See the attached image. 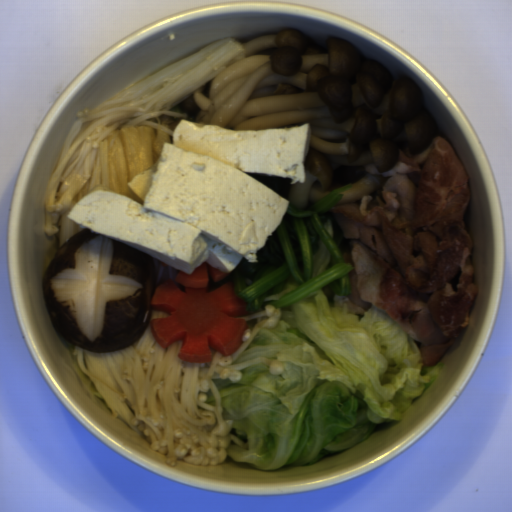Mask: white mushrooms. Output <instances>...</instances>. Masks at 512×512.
Returning <instances> with one entry per match:
<instances>
[{"label": "white mushrooms", "mask_w": 512, "mask_h": 512, "mask_svg": "<svg viewBox=\"0 0 512 512\" xmlns=\"http://www.w3.org/2000/svg\"><path fill=\"white\" fill-rule=\"evenodd\" d=\"M172 110L234 131L308 124L304 183L246 173L301 209L346 184L336 207L378 193L400 151L414 158L439 135L418 82L337 35L298 30L251 40L243 58Z\"/></svg>", "instance_id": "white-mushrooms-1"}]
</instances>
